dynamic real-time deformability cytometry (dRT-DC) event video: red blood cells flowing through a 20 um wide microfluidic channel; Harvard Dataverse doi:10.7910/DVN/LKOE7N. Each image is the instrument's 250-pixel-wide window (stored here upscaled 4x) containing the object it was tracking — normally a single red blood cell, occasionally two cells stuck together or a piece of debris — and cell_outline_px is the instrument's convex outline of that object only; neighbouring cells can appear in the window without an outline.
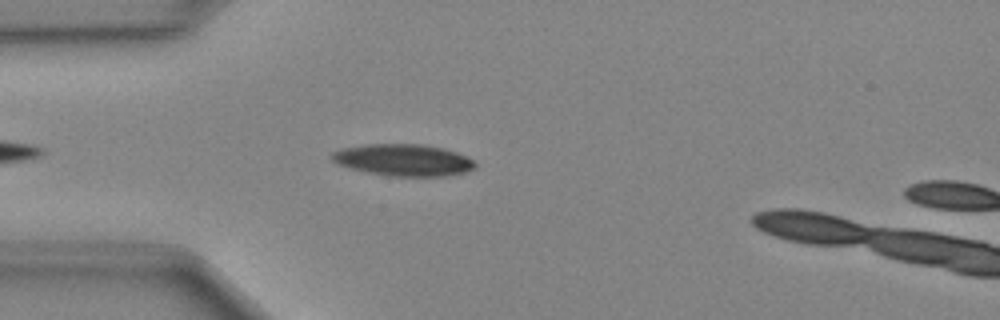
{"species": "Egyptian fruit bat (a non-hibernating species)", "species_latin": "Rousettus aegyptiacus", "temperature_condition": "cold", "stored_images_in_passage": 8, "camera_frame_rate_fps": 3000, "um_per_image_px": 0.085, "animal": {"sex": "female"}, "frame": {"image": 1, "passage_image": 6, "time_ms": 1.667, "image_size_px": [1000, 320], "cell_outline_px": [[476, 168], [468, 172], [448, 176], [388, 176], [368, 172], [336, 164], [332, 160], [332, 152], [340, 148], [364, 144], [424, 144], [444, 148], [456, 152], [472, 160], [476, 164]], "centroid_in_image_um": [34.3, 13.6], "position_along_channel_um": 50.7, "area_um2": 26.7}}